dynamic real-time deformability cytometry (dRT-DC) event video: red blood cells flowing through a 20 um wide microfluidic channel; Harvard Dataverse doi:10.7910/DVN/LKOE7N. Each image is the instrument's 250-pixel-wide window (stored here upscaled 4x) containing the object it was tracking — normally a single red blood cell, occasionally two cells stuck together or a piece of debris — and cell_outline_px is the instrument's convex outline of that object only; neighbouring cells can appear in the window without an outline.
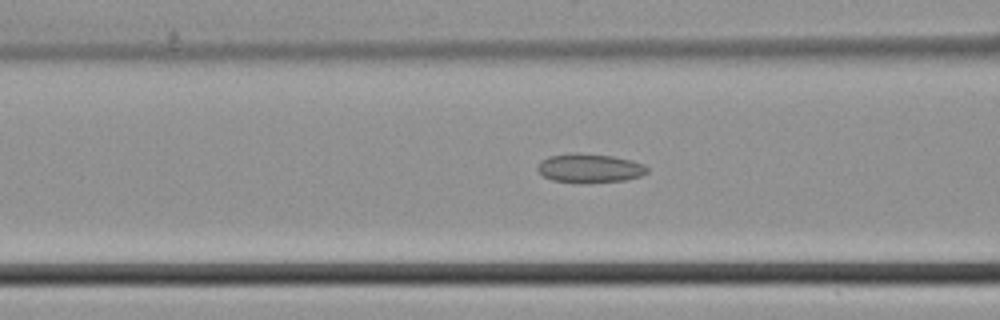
{"species": "common noctule bat (a hibernating species)", "species_latin": "Nyctalus noctula", "temperature_condition": "cold", "stored_images_in_passage": 44, "camera_frame_rate_fps": 3000, "um_per_image_px": 0.085, "animal": {"sex": "male", "body_mass_g": 21.5, "forearm_length_mm": 52.0}, "frame": {"image": 1, "passage_image": 18, "time_ms": 5.667, "image_size_px": [1000, 320], "cell_outline_px": [[648, 172], [640, 176], [624, 180], [588, 184], [580, 184], [552, 180], [544, 176], [536, 168], [540, 160], [548, 156], [612, 156], [632, 160], [644, 164], [648, 168]], "centroid_in_image_um": [50.15, 14.36], "position_along_channel_um": 116.5, "area_um2": 17.98}}
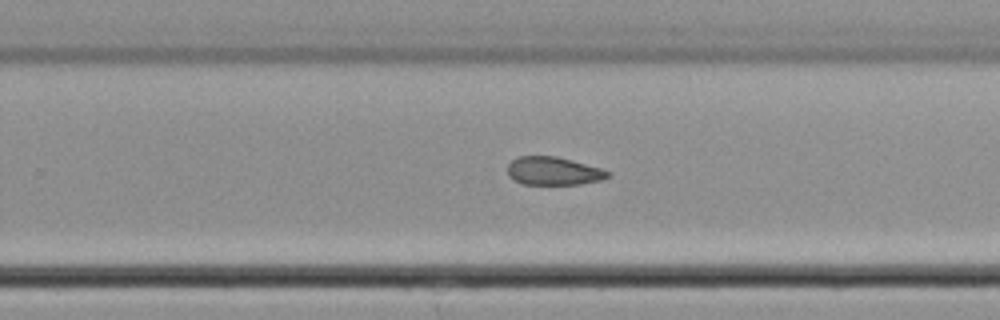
{"frame": {"image": 2, "passage_image": 29, "time_ms": 9.333, "image_size_px": [1000, 320], "cell_outline_px": [[612, 172], [608, 176], [600, 180], [580, 184], [524, 184], [508, 176], [508, 164], [516, 156], [556, 156], [572, 160], [600, 168]], "centroid_in_image_um": [47.03, 14.52], "position_along_channel_um": 282.8, "area_um2": 16.36}}
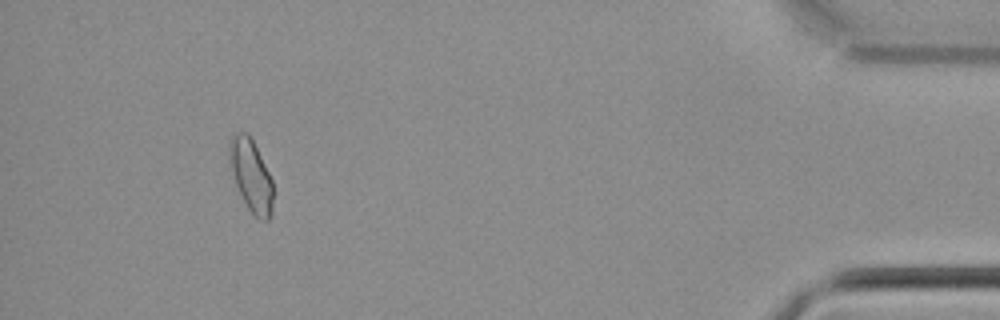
{"frame": {"image": 3, "passage_image": 42, "time_ms": 13.667, "image_size_px": [1000, 320], "cell_outline_px": [[272, 216], [268, 220], [260, 220], [248, 208], [236, 184], [232, 168], [228, 148], [232, 136], [236, 132], [248, 132], [272, 180]], "centroid_in_image_um": [21.35, 14.92], "position_along_channel_um": 413.8, "area_um2": 17.74}}